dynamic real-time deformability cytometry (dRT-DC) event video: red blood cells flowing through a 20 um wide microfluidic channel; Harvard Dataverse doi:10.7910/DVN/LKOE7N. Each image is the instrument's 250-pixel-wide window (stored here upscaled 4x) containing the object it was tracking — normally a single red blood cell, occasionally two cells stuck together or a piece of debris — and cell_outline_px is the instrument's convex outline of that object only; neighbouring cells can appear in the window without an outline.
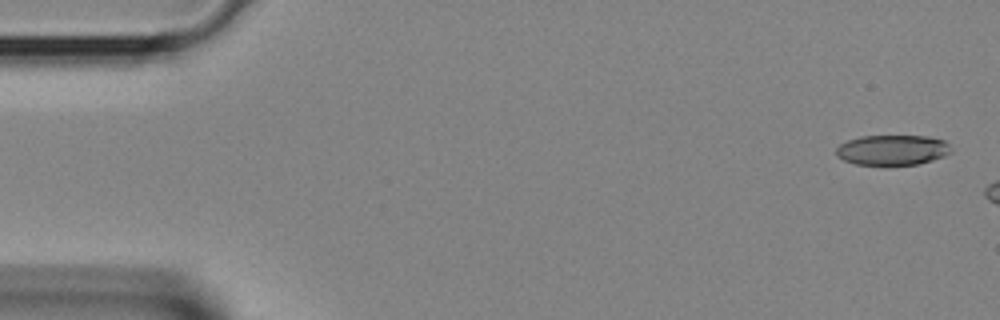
{"species": "Egyptian fruit bat (a non-hibernating species)", "species_latin": "Rousettus aegyptiacus", "temperature_condition": "room temperature", "stored_images_in_passage": 5, "camera_frame_rate_fps": 3000, "um_per_image_px": 0.085, "animal": {"sex": "female"}, "frame": {"image": 1, "passage_image": 1, "time_ms": 0.0, "image_size_px": [1000, 320], "cell_outline_px": [[952, 152], [944, 156], [932, 160], [916, 164], [856, 164], [844, 160], [836, 156], [836, 148], [840, 144], [848, 140], [860, 136], [928, 136], [944, 140], [952, 148]], "centroid_in_image_um": [75.86, 12.73], "position_along_channel_um": 9.1, "area_um2": 20.11}}